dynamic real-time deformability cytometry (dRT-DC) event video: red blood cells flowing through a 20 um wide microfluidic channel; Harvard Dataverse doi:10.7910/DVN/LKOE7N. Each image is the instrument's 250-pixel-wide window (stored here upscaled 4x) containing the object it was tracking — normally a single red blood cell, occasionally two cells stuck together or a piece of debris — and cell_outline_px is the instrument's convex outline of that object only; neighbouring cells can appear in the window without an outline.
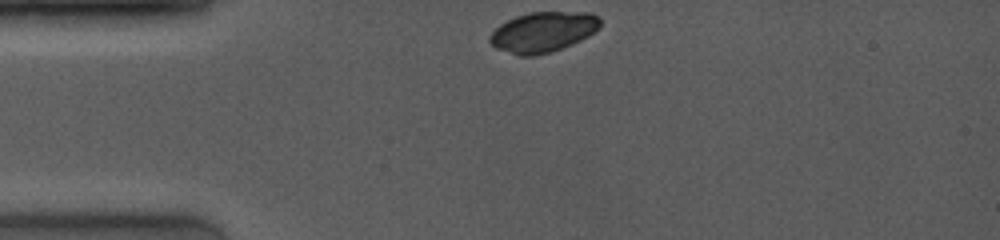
{"species": "common noctule bat (a hibernating species)", "species_latin": "Nyctalus noctula", "temperature_condition": "room temperature", "stored_images_in_passage": 63, "camera_frame_rate_fps": 4000, "um_per_image_px": 0.085, "animal": {"sex": "female", "body_mass_g": 19.0, "forearm_length_mm": 53.3}, "frame": {"image": 1, "passage_image": 1, "time_ms": 0.0, "image_size_px": [1000, 240], "cell_outline_px": [[600, 28], [588, 36], [572, 44], [552, 52], [532, 56], [520, 56], [496, 48], [488, 40], [488, 36], [500, 24], [516, 16], [528, 12], [588, 12], [600, 16]], "centroid_in_image_um": [46.17, 2.71], "position_along_channel_um": 38.8, "area_um2": 26.01}}
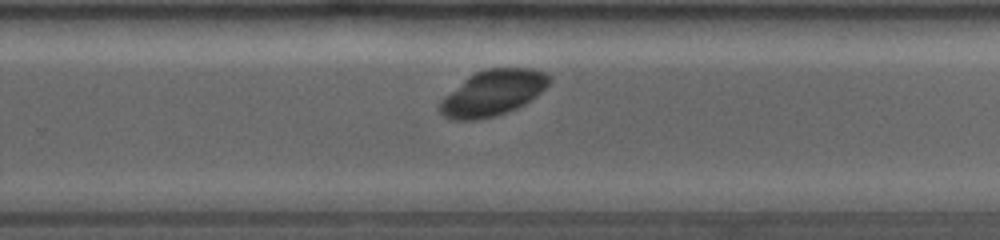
{"frame": {"image": 2, "passage_image": 41, "time_ms": 7.0, "image_size_px": [1000, 240], "cell_outline_px": [[552, 80], [536, 96], [524, 104], [516, 108], [492, 116], [476, 120], [452, 120], [444, 116], [440, 112], [440, 100], [444, 96], [468, 76], [476, 72], [488, 68], [532, 68], [544, 72], [552, 76]], "centroid_in_image_um": [41.89, 7.88], "position_along_channel_um": 287.9, "area_um2": 28.9}}
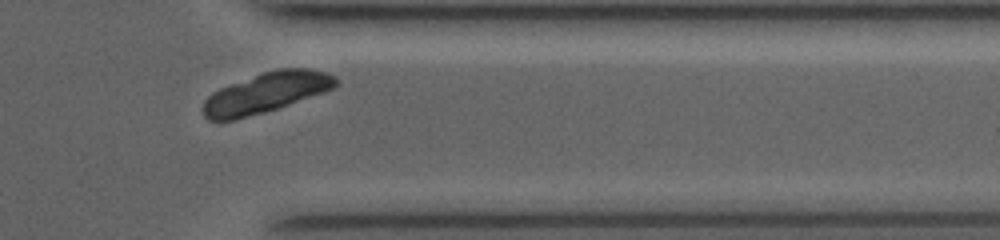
{"frame": {"image": 3, "passage_image": 55, "time_ms": 9.5, "image_size_px": [1000, 240], "cell_outline_px": [[336, 84], [332, 88], [324, 92], [264, 112], [232, 120], [208, 120], [204, 116], [204, 100], [212, 92], [220, 88], [264, 72], [276, 68], [308, 68], [324, 72], [336, 76]], "centroid_in_image_um": [22.61, 7.87], "position_along_channel_um": 388.8, "area_um2": 30.46}}